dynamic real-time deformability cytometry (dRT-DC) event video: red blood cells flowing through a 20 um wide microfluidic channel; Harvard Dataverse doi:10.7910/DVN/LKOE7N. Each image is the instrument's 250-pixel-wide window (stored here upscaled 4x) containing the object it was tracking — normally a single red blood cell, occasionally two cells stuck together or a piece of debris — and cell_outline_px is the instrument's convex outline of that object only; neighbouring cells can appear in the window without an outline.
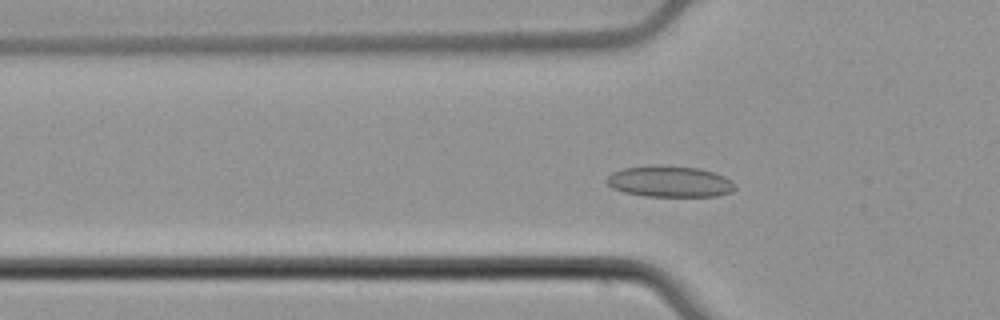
{"species": "common noctule bat (a hibernating species)", "species_latin": "Nyctalus noctula", "temperature_condition": "cold", "stored_images_in_passage": 52, "segment_of_instrument_passage": [1, 2], "camera_frame_rate_fps": 3000, "um_per_image_px": 0.085, "animal": {"sex": "male", "body_mass_g": 21.5, "forearm_length_mm": 52.0}, "frame": {"image": 1, "passage_image": 15, "time_ms": 4.667, "image_size_px": [1000, 320], "cell_outline_px": [[736, 188], [732, 192], [716, 196], [644, 196], [624, 192], [612, 188], [604, 180], [612, 172], [624, 168], [656, 164], [660, 164], [700, 168], [716, 172], [732, 180], [736, 184]], "centroid_in_image_um": [56.95, 15.41], "position_along_channel_um": 68.9, "area_um2": 23.76}}
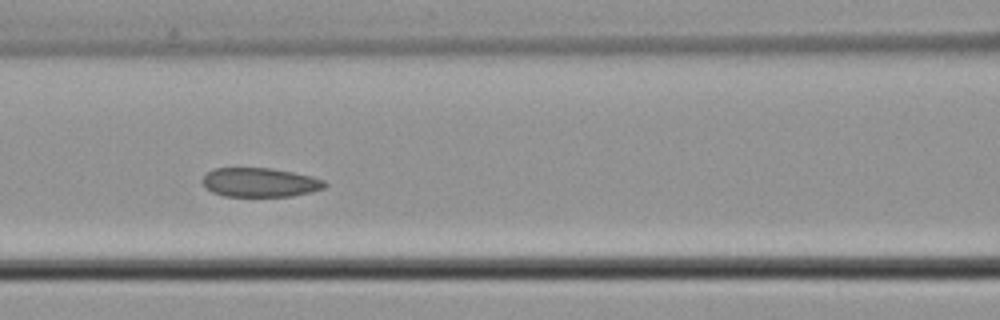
{"frame": {"image": 2, "passage_image": 21, "time_ms": 6.667, "image_size_px": [1000, 320], "cell_outline_px": [[328, 184], [324, 188], [312, 192], [292, 196], [224, 196], [212, 192], [204, 188], [200, 180], [208, 172], [216, 168], [268, 168], [292, 172], [312, 176], [324, 180]], "centroid_in_image_um": [22.08, 15.51], "position_along_channel_um": 144.5, "area_um2": 20.87}}
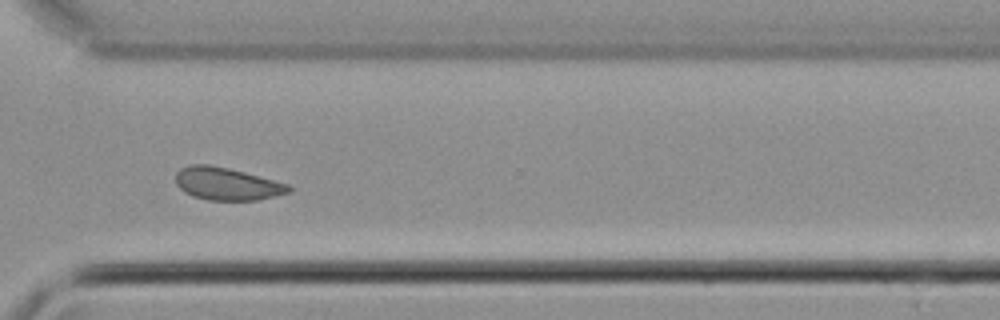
{"frame": {"image": 3, "passage_image": 37, "time_ms": 12.0, "image_size_px": [1000, 320], "cell_outline_px": [[292, 192], [256, 200], [208, 200], [192, 196], [184, 192], [176, 184], [176, 172], [180, 168], [188, 164], [208, 164], [228, 168], [244, 172], [288, 184], [292, 188]], "centroid_in_image_um": [19.26, 15.62], "position_along_channel_um": 351.3, "area_um2": 21.5}}